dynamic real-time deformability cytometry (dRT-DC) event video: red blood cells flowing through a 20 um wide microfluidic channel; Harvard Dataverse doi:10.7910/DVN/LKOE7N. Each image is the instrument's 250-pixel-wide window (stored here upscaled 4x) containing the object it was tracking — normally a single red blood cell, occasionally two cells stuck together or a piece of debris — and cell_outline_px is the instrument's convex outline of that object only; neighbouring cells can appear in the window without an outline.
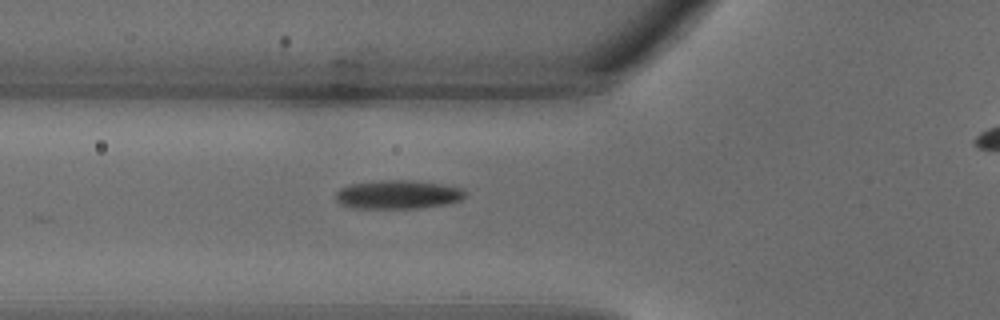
{"species": "common noctule bat (a hibernating species)", "species_latin": "Nyctalus noctula", "temperature_condition": "warm", "stored_images_in_passage": 23, "camera_frame_rate_fps": 3000, "um_per_image_px": 0.085, "animal": {"sex": "male", "body_mass_g": 18.8}, "frame": {"image": 1, "passage_image": 4, "time_ms": 1.0, "image_size_px": [1000, 320], "cell_outline_px": [[468, 196], [452, 204], [416, 208], [356, 208], [340, 204], [336, 200], [336, 192], [340, 188], [348, 184], [384, 180], [412, 180], [440, 184], [460, 188], [468, 192]], "centroid_in_image_um": [33.86, 16.54], "position_along_channel_um": 91.9, "area_um2": 21.85}}
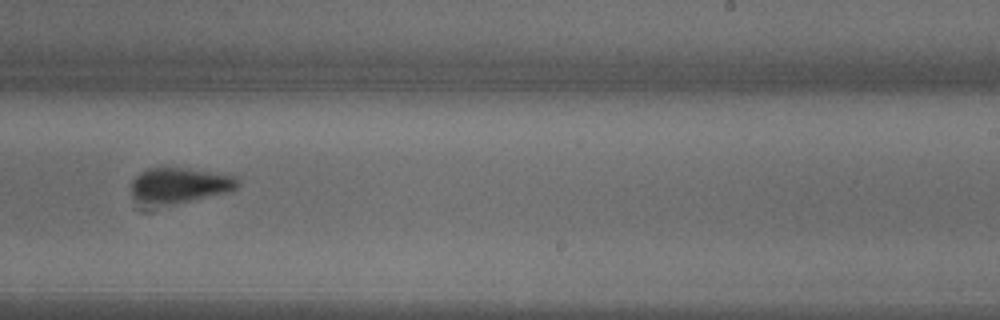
{"frame": {"image": 2, "passage_image": 13, "time_ms": 4.0, "image_size_px": [1000, 320], "cell_outline_px": [[240, 184], [236, 188], [228, 192], [152, 212], [140, 212], [136, 208], [132, 196], [132, 180], [140, 172], [148, 168], [184, 168], [236, 176], [240, 180]], "centroid_in_image_um": [15.08, 15.92], "position_along_channel_um": 273.9, "area_um2": 24.1}}
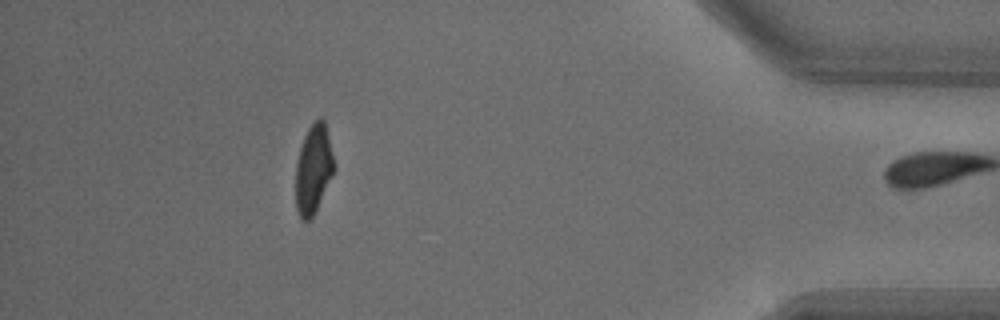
{"frame": {"image": 3, "passage_image": 22, "time_ms": 7.0, "image_size_px": [1000, 320], "cell_outline_px": [[336, 168], [316, 212], [308, 220], [300, 220], [296, 208], [296, 164], [300, 148], [304, 136], [308, 128], [320, 116], [324, 120], [336, 164]], "centroid_in_image_um": [26.66, 14.39], "position_along_channel_um": 408.5, "area_um2": 20.11}}